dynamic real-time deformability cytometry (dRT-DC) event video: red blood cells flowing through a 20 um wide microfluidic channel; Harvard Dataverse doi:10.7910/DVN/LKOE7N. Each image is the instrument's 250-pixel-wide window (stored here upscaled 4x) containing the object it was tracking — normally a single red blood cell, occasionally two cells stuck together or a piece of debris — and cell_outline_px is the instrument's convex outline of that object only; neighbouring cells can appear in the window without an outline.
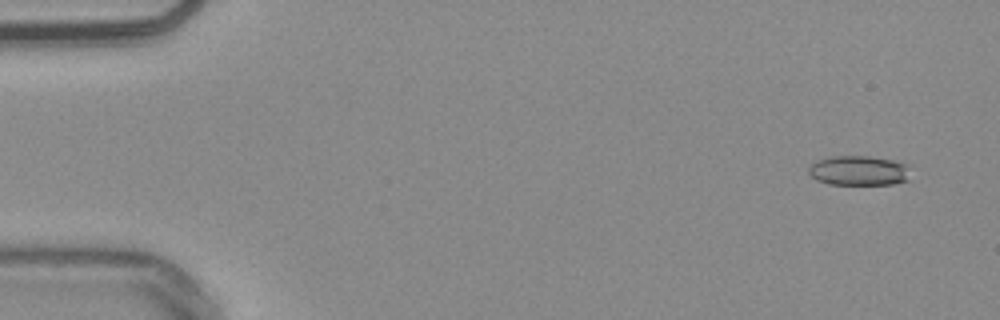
{"species": "common noctule bat (a hibernating species)", "species_latin": "Nyctalus noctula", "temperature_condition": "warm", "stored_images_in_passage": 54, "camera_frame_rate_fps": 3000, "um_per_image_px": 0.085, "animal": {"sex": "male", "body_mass_g": 20.4}, "frame": {"image": 1, "passage_image": 4, "time_ms": 1.0, "image_size_px": [1000, 320], "cell_outline_px": [[908, 180], [892, 184], [828, 184], [816, 180], [808, 172], [808, 168], [816, 160], [828, 156], [868, 156], [892, 160], [908, 164]], "centroid_in_image_um": [72.96, 14.49], "position_along_channel_um": 12.0, "area_um2": 17.69}}
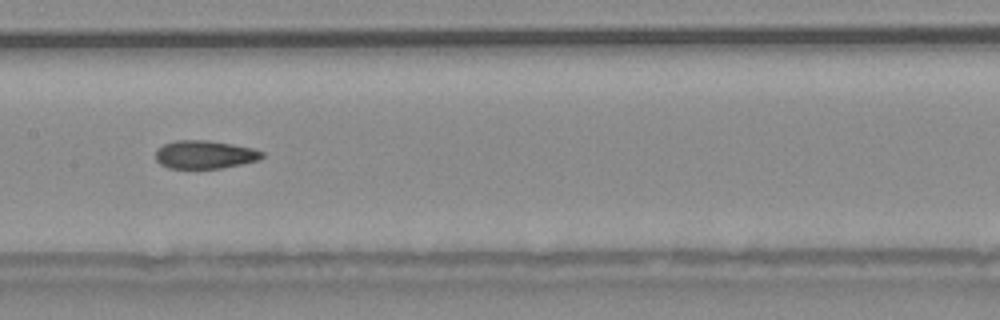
{"frame": {"image": 2, "passage_image": 28, "time_ms": 9.0, "image_size_px": [1000, 320], "cell_outline_px": [[264, 156], [260, 160], [220, 168], [168, 168], [160, 164], [156, 160], [156, 148], [164, 144], [176, 140], [208, 140], [232, 144], [252, 148], [264, 152]], "centroid_in_image_um": [17.4, 13.13], "position_along_channel_um": 190.0, "area_um2": 17.51}}
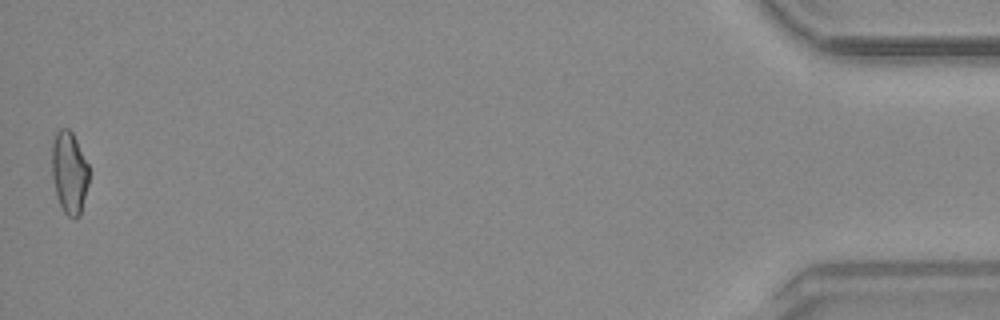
{"frame": {"image": 3, "passage_image": 54, "time_ms": 17.667, "image_size_px": [1000, 320], "cell_outline_px": [[88, 184], [80, 216], [76, 220], [68, 216], [64, 212], [56, 196], [52, 176], [52, 144], [56, 132], [60, 128], [68, 128], [72, 132], [88, 164]], "centroid_in_image_um": [5.88, 14.69], "position_along_channel_um": 429.3, "area_um2": 17.8}, "authors_computed_cell_mechanics": {"area_um2": 17.8024, "velocity_mm_per_s": 3.8305, "shape_relaxation_time_tau1_ms": null, "shape_relaxation_time_tau2_ms": 2.8086, "deformation_change_tau1": null, "deformation_change_tau2": 0.099}}